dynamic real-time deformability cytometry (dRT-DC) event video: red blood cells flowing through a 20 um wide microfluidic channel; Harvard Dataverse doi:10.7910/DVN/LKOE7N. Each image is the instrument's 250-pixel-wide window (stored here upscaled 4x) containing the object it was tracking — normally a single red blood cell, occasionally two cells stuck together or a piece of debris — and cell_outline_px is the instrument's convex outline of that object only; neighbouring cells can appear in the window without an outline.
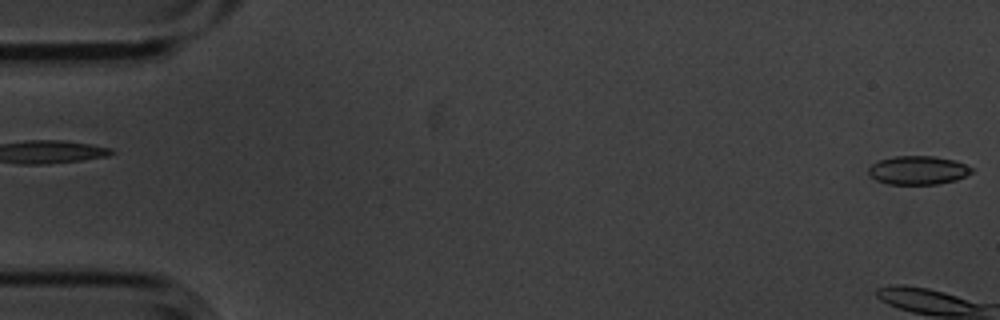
{"species": "common noctule bat (a hibernating species)", "species_latin": "Nyctalus noctula", "temperature_condition": "cold", "stored_images_in_passage": 4, "segment_of_instrument_passage": [2, 2], "camera_frame_rate_fps": 3000, "um_per_image_px": 0.085, "animal": {"sex": "male", "body_mass_g": 20.1, "forearm_length_mm": 53.5}, "frame": {"image": 1, "passage_image": 4, "time_ms": 1.0, "image_size_px": [1000, 320], "cell_outline_px": [[972, 172], [956, 180], [936, 184], [888, 184], [876, 180], [868, 176], [868, 168], [872, 164], [880, 160], [892, 156], [932, 156], [952, 160], [964, 164], [972, 168]], "centroid_in_image_um": [77.97, 14.47], "position_along_channel_um": 7.0, "area_um2": 17.11}}